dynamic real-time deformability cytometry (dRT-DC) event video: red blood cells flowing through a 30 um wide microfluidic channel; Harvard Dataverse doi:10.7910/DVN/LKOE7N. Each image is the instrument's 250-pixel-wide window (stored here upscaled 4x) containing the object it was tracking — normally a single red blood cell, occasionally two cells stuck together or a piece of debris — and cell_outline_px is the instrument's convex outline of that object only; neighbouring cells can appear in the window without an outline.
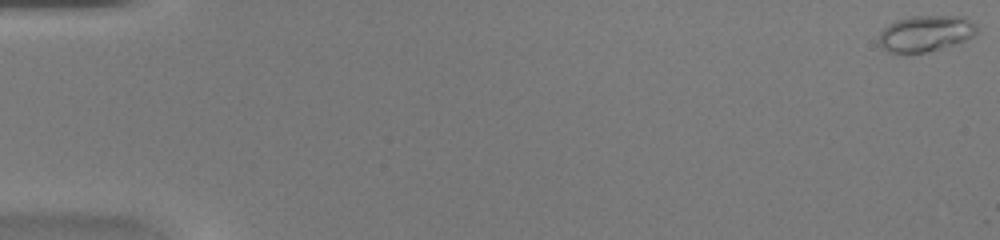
{"species": "common noctule bat (a hibernating species)", "species_latin": "Nyctalus noctula", "temperature_condition": "warm", "stored_images_in_passage": 46, "camera_frame_rate_fps": 3000, "um_per_image_px": 0.085, "animal": {"sex": "female", "body_mass_g": 20.0, "forearm_length_mm": 54.0}, "frame": {"image": 1, "passage_image": 1, "time_ms": 0.0, "image_size_px": [1000, 240], "cell_outline_px": [[976, 32], [972, 36], [964, 40], [952, 44], [924, 52], [888, 52], [880, 44], [880, 32], [888, 24], [896, 20], [912, 16], [964, 16], [976, 24]], "centroid_in_image_um": [78.67, 2.81], "position_along_channel_um": 6.3, "area_um2": 20.11}}
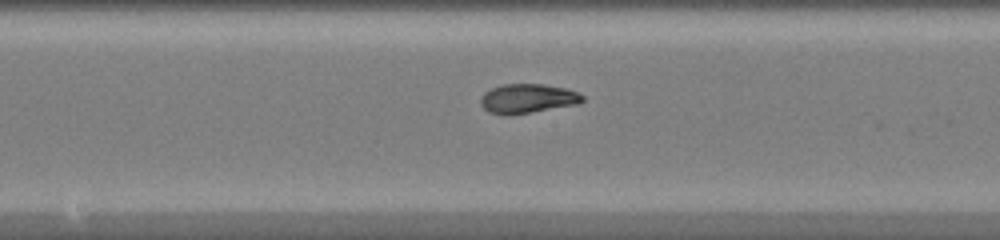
{"frame": {"image": 2, "passage_image": 25, "time_ms": 8.0, "image_size_px": [1000, 240], "cell_outline_px": [[584, 100], [580, 104], [528, 112], [488, 112], [480, 104], [480, 100], [484, 92], [492, 88], [504, 84], [544, 84], [564, 88], [576, 92], [584, 96]], "centroid_in_image_um": [44.89, 8.33], "position_along_channel_um": 203.3, "area_um2": 16.76}}
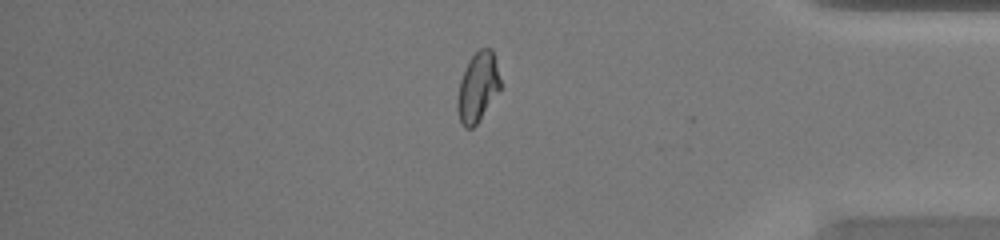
{"frame": {"image": 3, "passage_image": 39, "time_ms": 12.667, "image_size_px": [1000, 240], "cell_outline_px": [[500, 88], [480, 120], [472, 128], [464, 128], [460, 120], [456, 108], [456, 100], [460, 80], [468, 60], [480, 48], [492, 48], [500, 80]], "centroid_in_image_um": [40.58, 7.42], "position_along_channel_um": 394.6, "area_um2": 17.28}}